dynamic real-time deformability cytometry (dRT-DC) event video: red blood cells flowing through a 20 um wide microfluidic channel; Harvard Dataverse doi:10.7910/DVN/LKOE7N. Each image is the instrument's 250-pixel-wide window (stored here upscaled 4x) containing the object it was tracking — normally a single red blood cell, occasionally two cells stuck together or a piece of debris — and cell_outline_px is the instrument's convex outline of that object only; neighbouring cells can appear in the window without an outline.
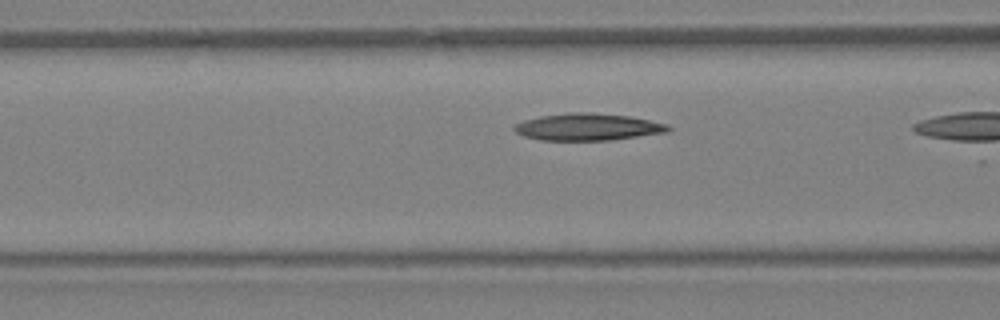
{"species": "Egyptian fruit bat (a non-hibernating species)", "species_latin": "Rousettus aegyptiacus", "temperature_condition": "warm", "stored_images_in_passage": 12, "camera_frame_rate_fps": 3000, "um_per_image_px": 0.085, "animal": {"sex": "female"}, "frame": {"image": 1, "passage_image": 10, "time_ms": 3.0, "image_size_px": [1000, 320], "cell_outline_px": [[672, 128], [668, 132], [608, 140], [540, 140], [524, 136], [516, 132], [512, 128], [516, 124], [524, 120], [540, 116], [568, 112], [588, 112], [628, 116], [668, 124]], "centroid_in_image_um": [49.94, 10.79], "position_along_channel_um": 116.7, "area_um2": 24.1}}